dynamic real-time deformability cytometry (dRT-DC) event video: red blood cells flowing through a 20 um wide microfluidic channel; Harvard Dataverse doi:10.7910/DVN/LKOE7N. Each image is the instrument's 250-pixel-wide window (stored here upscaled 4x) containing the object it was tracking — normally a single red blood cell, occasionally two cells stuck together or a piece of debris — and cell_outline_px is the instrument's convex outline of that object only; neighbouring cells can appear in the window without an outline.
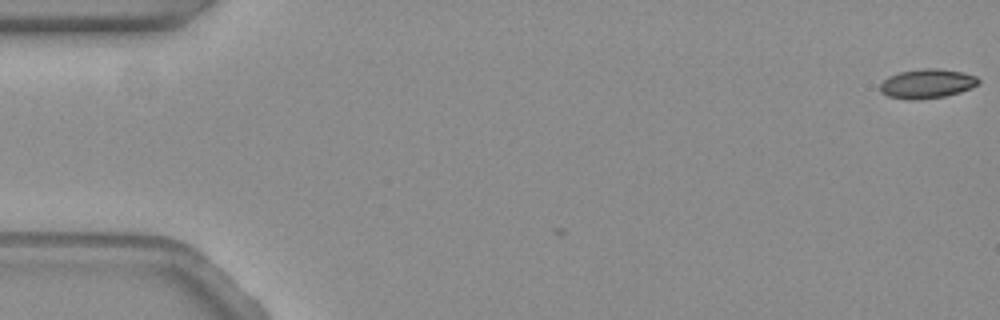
{"species": "common noctule bat (a hibernating species)", "species_latin": "Nyctalus noctula", "temperature_condition": "warm", "stored_images_in_passage": 5, "camera_frame_rate_fps": 3000, "um_per_image_px": 0.085, "animal": {"sex": "female", "body_mass_g": 19.3, "forearm_length_mm": 54.1}, "frame": {"image": 1, "passage_image": 5, "time_ms": 1.333, "image_size_px": [1000, 320], "cell_outline_px": [[980, 80], [976, 84], [960, 92], [944, 96], [916, 100], [908, 100], [888, 96], [880, 92], [880, 84], [888, 76], [900, 72], [924, 68], [936, 68], [964, 72], [976, 76]], "centroid_in_image_um": [78.76, 7.11], "position_along_channel_um": 6.2, "area_um2": 16.7}}